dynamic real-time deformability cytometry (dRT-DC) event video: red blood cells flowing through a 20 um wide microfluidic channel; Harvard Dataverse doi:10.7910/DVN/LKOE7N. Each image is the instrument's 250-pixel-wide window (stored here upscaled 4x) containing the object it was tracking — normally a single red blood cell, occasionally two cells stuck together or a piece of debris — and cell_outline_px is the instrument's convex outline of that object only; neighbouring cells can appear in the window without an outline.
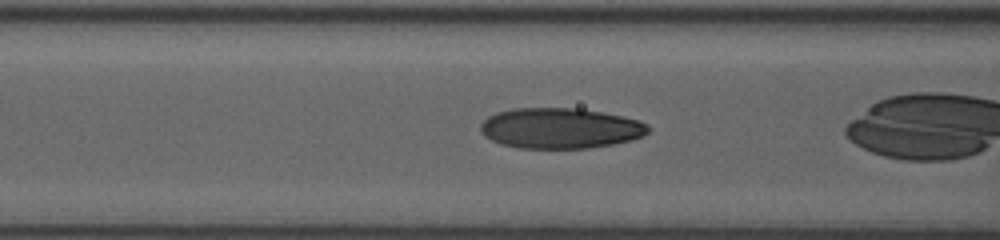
{"species": "human", "species_latin": "Homo sapiens", "temperature_condition": "room temperature", "stored_images_in_passage": 23, "camera_frame_rate_fps": 3000, "um_per_image_px": 0.085, "donor": {"sex": "female"}, "frame": {"image": 1, "passage_image": 3, "time_ms": 0.667, "image_size_px": [1000, 240], "cell_outline_px": [[648, 132], [644, 136], [632, 140], [612, 144], [588, 148], [520, 148], [500, 144], [484, 136], [480, 128], [480, 124], [488, 116], [496, 112], [512, 108], [580, 108], [620, 116], [636, 120], [648, 124]], "centroid_in_image_um": [47.59, 10.9], "position_along_channel_um": 119.0, "area_um2": 39.59}}
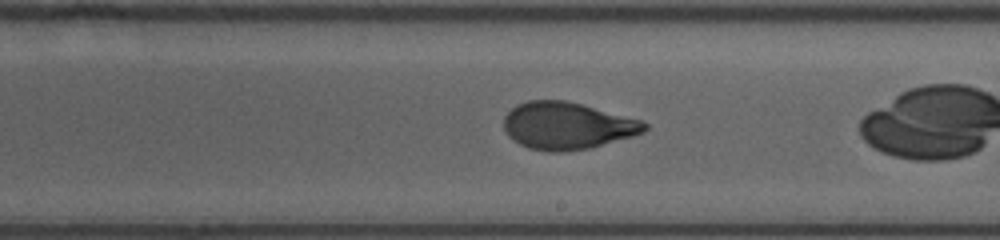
{"frame": {"image": 2, "passage_image": 12, "time_ms": 3.667, "image_size_px": [1000, 240], "cell_outline_px": [[648, 128], [644, 132], [632, 136], [588, 148], [564, 152], [548, 152], [528, 148], [520, 144], [508, 136], [504, 128], [504, 116], [516, 104], [528, 100], [564, 100], [644, 120], [648, 124]], "centroid_in_image_um": [48.2, 10.69], "position_along_channel_um": 240.8, "area_um2": 38.67}}
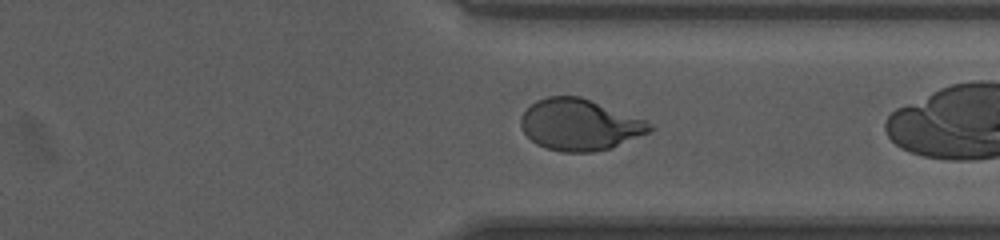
{"frame": {"image": 3, "passage_image": 21, "time_ms": 6.667, "image_size_px": [1000, 240], "cell_outline_px": [[656, 128], [648, 132], [612, 148], [592, 152], [564, 152], [544, 148], [536, 144], [524, 132], [520, 124], [520, 116], [536, 100], [548, 96], [580, 96], [644, 120], [652, 124]], "centroid_in_image_um": [49.25, 10.61], "position_along_channel_um": 362.2, "area_um2": 38.32}}